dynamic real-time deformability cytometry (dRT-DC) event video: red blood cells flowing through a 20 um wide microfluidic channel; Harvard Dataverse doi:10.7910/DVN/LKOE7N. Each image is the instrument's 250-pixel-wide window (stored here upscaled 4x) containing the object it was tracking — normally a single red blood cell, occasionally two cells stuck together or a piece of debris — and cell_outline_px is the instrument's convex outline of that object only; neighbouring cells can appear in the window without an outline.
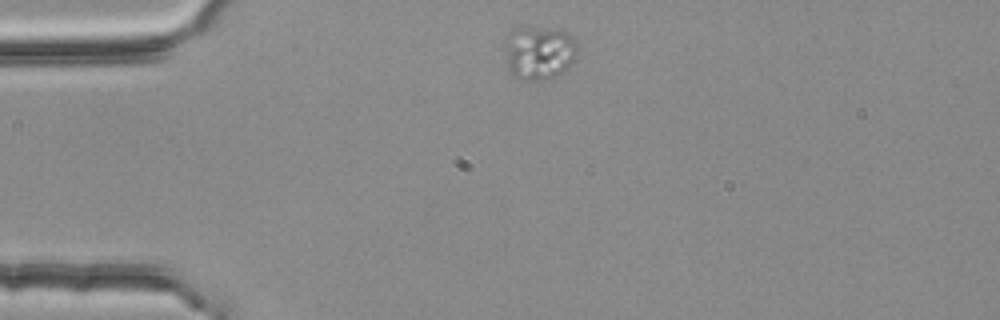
{"species": "common noctule bat (a hibernating species)", "species_latin": "Nyctalus noctula", "temperature_condition": "room temperature", "stored_images_in_passage": 2, "camera_frame_rate_fps": 3000, "um_per_image_px": 0.085, "animal": {"sex": "female", "body_mass_g": 25.1}, "frame": {"image": 1, "passage_image": 1, "time_ms": 0.0, "image_size_px": [1000, 320], "cell_outline_px": [[580, 52], [576, 60], [564, 72], [544, 80], [524, 80], [508, 72], [504, 40], [512, 28], [560, 28], [568, 32], [576, 40], [580, 48]], "centroid_in_image_um": [45.88, 4.46], "position_along_channel_um": 39.1, "area_um2": 23.52}}